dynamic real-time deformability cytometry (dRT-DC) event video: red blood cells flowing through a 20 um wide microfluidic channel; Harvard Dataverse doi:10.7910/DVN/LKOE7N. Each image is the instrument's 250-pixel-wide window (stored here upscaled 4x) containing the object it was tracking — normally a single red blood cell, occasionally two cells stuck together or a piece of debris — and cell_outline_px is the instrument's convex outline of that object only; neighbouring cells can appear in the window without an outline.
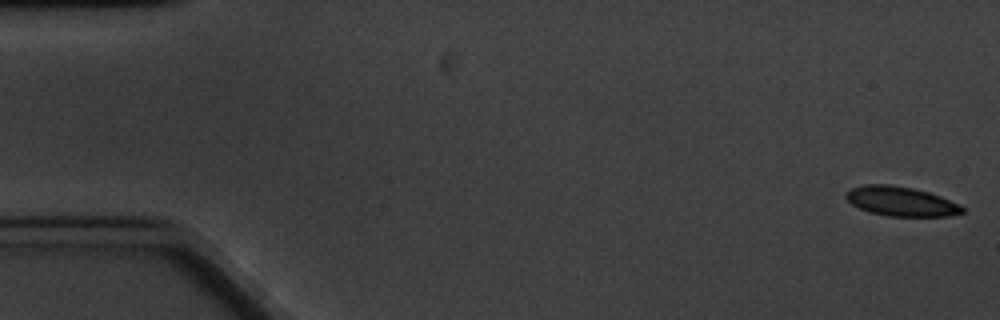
{"species": "common noctule bat (a hibernating species)", "species_latin": "Nyctalus noctula", "temperature_condition": "cold", "stored_images_in_passage": 6, "segment_of_instrument_passage": [1, 2], "camera_frame_rate_fps": 3000, "um_per_image_px": 0.085, "animal": {"sex": "male", "body_mass_g": 20.1, "forearm_length_mm": 53.5}, "frame": {"image": 1, "passage_image": 1, "time_ms": 0.0, "image_size_px": [1000, 320], "cell_outline_px": [[968, 212], [948, 216], [888, 216], [868, 212], [852, 204], [844, 196], [844, 192], [848, 188], [864, 184], [888, 184], [912, 188], [928, 192], [940, 196], [964, 208]], "centroid_in_image_um": [76.53, 17.11], "position_along_channel_um": 8.5, "area_um2": 20.06}}